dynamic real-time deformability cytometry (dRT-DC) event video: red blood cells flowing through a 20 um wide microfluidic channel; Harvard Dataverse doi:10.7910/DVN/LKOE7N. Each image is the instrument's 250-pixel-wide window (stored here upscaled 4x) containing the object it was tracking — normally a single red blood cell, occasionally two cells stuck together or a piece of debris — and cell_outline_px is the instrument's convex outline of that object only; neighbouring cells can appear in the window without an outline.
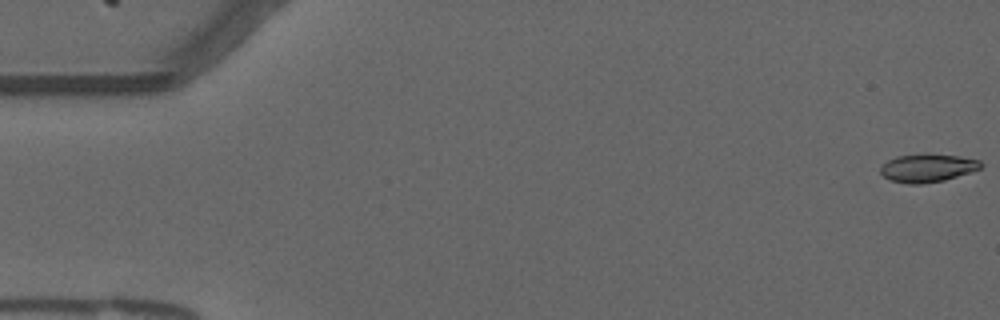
{"species": "common noctule bat (a hibernating species)", "species_latin": "Nyctalus noctula", "temperature_condition": "warm", "stored_images_in_passage": 11, "camera_frame_rate_fps": 3000, "um_per_image_px": 0.085, "animal": {"sex": "male", "forearm_length_mm": 52.5}, "frame": {"image": 1, "passage_image": 1, "time_ms": 0.0, "image_size_px": [1000, 320], "cell_outline_px": [[984, 164], [980, 168], [944, 180], [920, 184], [908, 184], [892, 180], [884, 176], [880, 172], [880, 168], [888, 160], [896, 156], [924, 152], [928, 152], [960, 156], [980, 160]], "centroid_in_image_um": [78.84, 14.24], "position_along_channel_um": 6.2, "area_um2": 16.65}}